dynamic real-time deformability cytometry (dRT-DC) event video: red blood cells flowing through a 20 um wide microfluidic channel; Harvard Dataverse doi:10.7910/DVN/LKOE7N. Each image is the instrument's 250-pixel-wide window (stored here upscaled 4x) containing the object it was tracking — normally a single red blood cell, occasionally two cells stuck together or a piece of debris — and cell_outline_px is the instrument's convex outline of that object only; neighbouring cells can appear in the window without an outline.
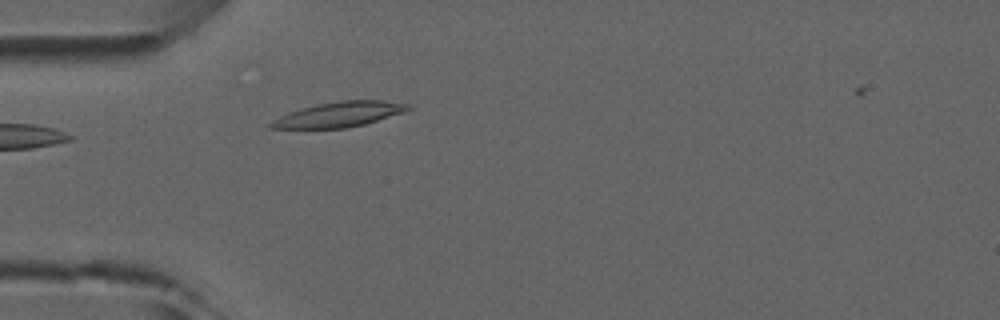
{"species": "common noctule bat (a hibernating species)", "species_latin": "Nyctalus noctula", "temperature_condition": "room temperature", "stored_images_in_passage": 2, "camera_frame_rate_fps": 3000, "um_per_image_px": 0.085, "animal": {"sex": "male", "forearm_length_mm": 52.5}, "frame": {"image": 1, "passage_image": 1, "time_ms": 0.0, "image_size_px": [1000, 320], "cell_outline_px": [[412, 108], [404, 112], [364, 124], [348, 128], [268, 128], [268, 124], [272, 120], [288, 112], [300, 108], [316, 104], [340, 100], [384, 100], [408, 104]], "centroid_in_image_um": [28.81, 9.72], "position_along_channel_um": 56.2, "area_um2": 20.06}}